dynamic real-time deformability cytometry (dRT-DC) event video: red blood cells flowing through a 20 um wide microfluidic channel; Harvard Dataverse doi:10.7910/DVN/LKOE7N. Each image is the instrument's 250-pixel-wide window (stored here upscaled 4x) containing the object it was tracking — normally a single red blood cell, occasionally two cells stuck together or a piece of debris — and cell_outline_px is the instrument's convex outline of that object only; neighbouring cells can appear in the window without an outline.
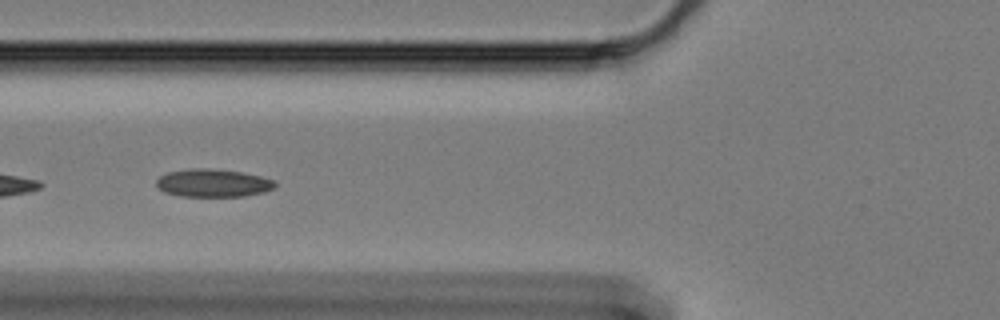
{"species": "Egyptian fruit bat (a non-hibernating species)", "species_latin": "Rousettus aegyptiacus", "temperature_condition": "cold", "stored_images_in_passage": 15, "camera_frame_rate_fps": 3000, "um_per_image_px": 0.085, "animal": {"sex": "female"}, "frame": {"image": 1, "passage_image": 5, "time_ms": 1.333, "image_size_px": [1000, 320], "cell_outline_px": [[276, 184], [272, 188], [264, 192], [244, 196], [180, 196], [164, 192], [156, 188], [156, 180], [160, 176], [168, 172], [192, 168], [204, 168], [240, 172], [260, 176], [272, 180]], "centroid_in_image_um": [18.04, 15.56], "position_along_channel_um": 107.8, "area_um2": 19.13}}